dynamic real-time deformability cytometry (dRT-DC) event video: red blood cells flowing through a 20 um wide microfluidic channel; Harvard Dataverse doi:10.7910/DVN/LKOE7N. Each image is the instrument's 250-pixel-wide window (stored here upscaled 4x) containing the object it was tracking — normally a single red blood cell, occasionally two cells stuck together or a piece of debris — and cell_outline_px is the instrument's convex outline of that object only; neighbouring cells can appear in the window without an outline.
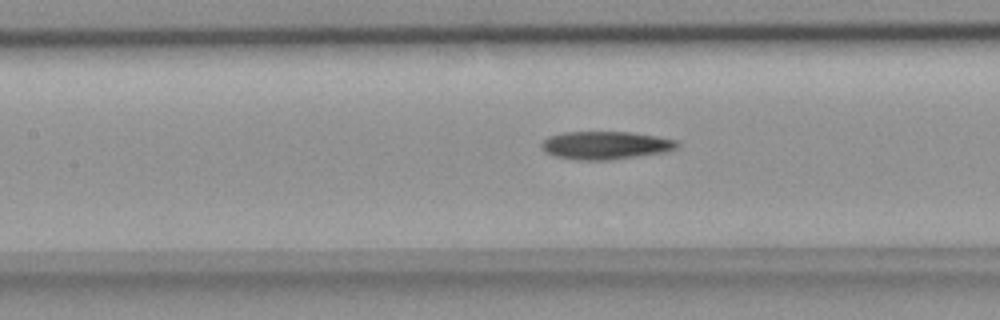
{"species": "common noctule bat (a hibernating species)", "species_latin": "Nyctalus noctula", "temperature_condition": "room temperature", "stored_images_in_passage": 32, "camera_frame_rate_fps": 3000, "um_per_image_px": 0.085, "animal": {"sex": "female", "body_mass_g": 18.4}, "frame": {"image": 1, "passage_image": 14, "time_ms": 4.333, "image_size_px": [1000, 320], "cell_outline_px": [[680, 144], [676, 148], [664, 152], [608, 160], [576, 160], [556, 156], [544, 152], [540, 148], [540, 144], [548, 136], [564, 132], [628, 132], [656, 136], [676, 140]], "centroid_in_image_um": [51.42, 12.35], "position_along_channel_um": 156.0, "area_um2": 22.08}}
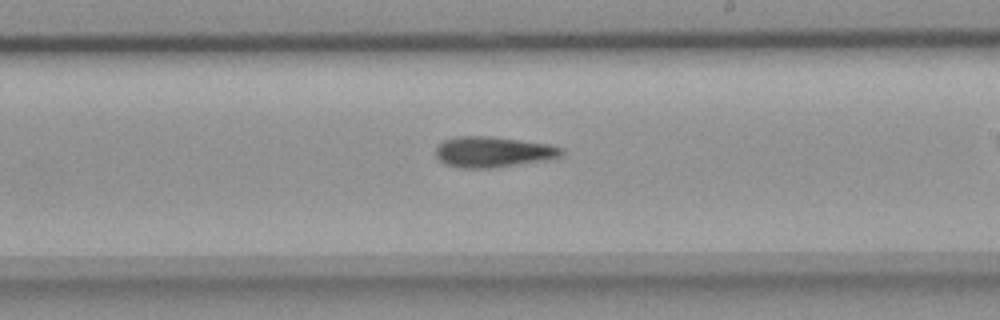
{"frame": {"image": 2, "passage_image": 21, "time_ms": 6.667, "image_size_px": [1000, 320], "cell_outline_px": [[564, 152], [560, 156], [548, 160], [492, 168], [456, 168], [444, 164], [436, 156], [436, 148], [444, 140], [456, 136], [488, 136], [548, 144], [564, 148]], "centroid_in_image_um": [41.9, 12.92], "position_along_channel_um": 247.1, "area_um2": 22.54}}
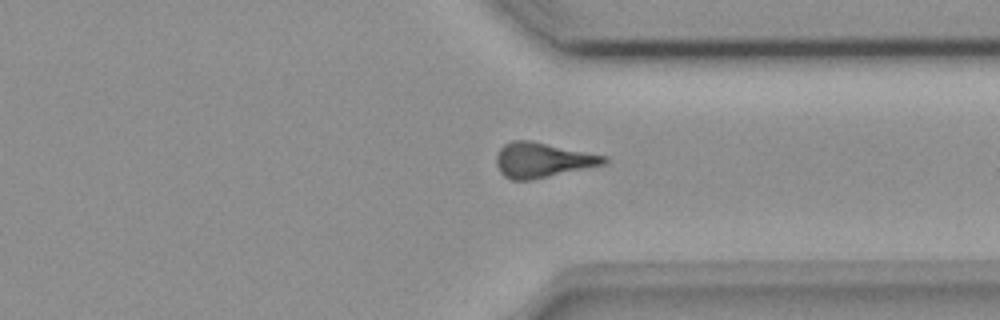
{"frame": {"image": 3, "passage_image": 30, "time_ms": 9.667, "image_size_px": [1000, 320], "cell_outline_px": [[608, 160], [604, 164], [532, 180], [512, 180], [504, 176], [500, 172], [496, 164], [496, 156], [500, 148], [504, 144], [512, 140], [532, 140], [608, 156]], "centroid_in_image_um": [46.09, 13.59], "position_along_channel_um": 365.3, "area_um2": 22.02}}